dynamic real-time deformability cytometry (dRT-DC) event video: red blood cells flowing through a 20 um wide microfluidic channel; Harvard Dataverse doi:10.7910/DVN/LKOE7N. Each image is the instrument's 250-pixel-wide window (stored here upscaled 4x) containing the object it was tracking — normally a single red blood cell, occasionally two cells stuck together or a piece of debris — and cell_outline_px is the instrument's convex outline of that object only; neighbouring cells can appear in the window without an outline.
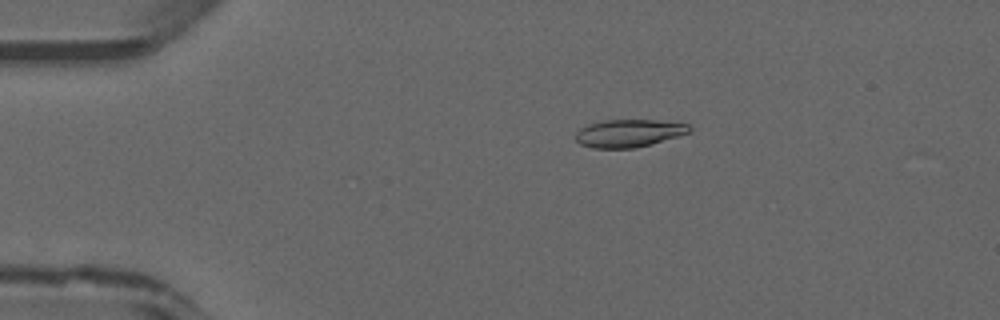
{"species": "common noctule bat (a hibernating species)", "species_latin": "Nyctalus noctula", "temperature_condition": "warm", "stored_images_in_passage": 22, "camera_frame_rate_fps": 3000, "um_per_image_px": 0.085, "animal": {"sex": "male", "forearm_length_mm": 52.5}, "frame": {"image": 1, "passage_image": 10, "time_ms": 3.0, "image_size_px": [1000, 320], "cell_outline_px": [[692, 128], [688, 132], [680, 136], [652, 144], [636, 148], [592, 148], [580, 144], [576, 140], [576, 132], [580, 128], [588, 124], [604, 120], [656, 120], [688, 124]], "centroid_in_image_um": [53.45, 11.33], "position_along_channel_um": 31.6, "area_um2": 18.44}}